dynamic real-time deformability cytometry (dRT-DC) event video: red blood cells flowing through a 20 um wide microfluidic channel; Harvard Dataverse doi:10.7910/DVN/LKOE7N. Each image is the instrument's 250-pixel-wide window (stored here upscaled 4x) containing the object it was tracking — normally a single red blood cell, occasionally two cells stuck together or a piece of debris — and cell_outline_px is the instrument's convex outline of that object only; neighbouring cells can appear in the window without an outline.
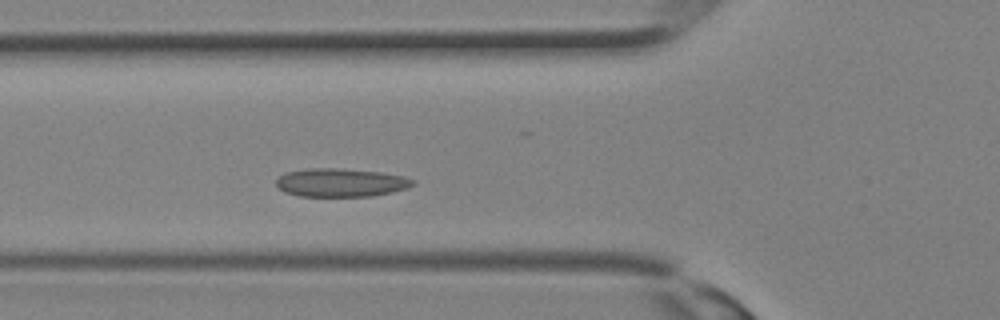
{"species": "Egyptian fruit bat (a non-hibernating species)", "species_latin": "Rousettus aegyptiacus", "temperature_condition": "room temperature", "stored_images_in_passage": 16, "camera_frame_rate_fps": 3000, "um_per_image_px": 0.085, "animal": {"sex": "female"}, "frame": {"image": 1, "passage_image": 6, "time_ms": 1.667, "image_size_px": [1000, 320], "cell_outline_px": [[416, 184], [408, 188], [392, 192], [372, 196], [300, 196], [284, 192], [276, 184], [276, 180], [284, 172], [308, 168], [340, 168], [380, 172], [404, 176], [416, 180]], "centroid_in_image_um": [28.99, 15.51], "position_along_channel_um": 96.8, "area_um2": 22.77}}
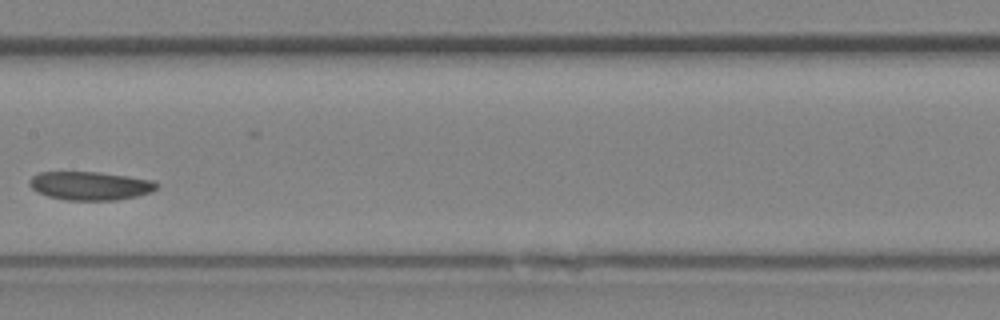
{"frame": {"image": 2, "passage_image": 11, "time_ms": 3.333, "image_size_px": [1000, 320], "cell_outline_px": [[160, 184], [152, 192], [136, 196], [116, 200], [64, 200], [48, 196], [36, 192], [28, 184], [28, 180], [32, 176], [40, 172], [100, 172], [128, 176], [152, 180]], "centroid_in_image_um": [7.65, 15.79], "position_along_channel_um": 199.8, "area_um2": 21.27}}
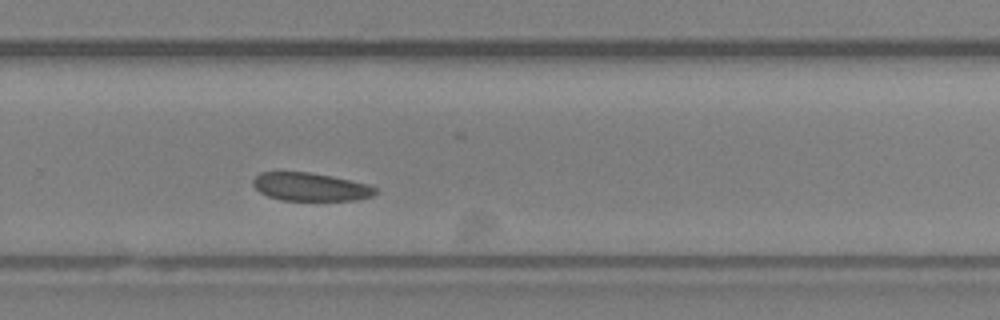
{"frame": {"image": 3, "passage_image": 16, "time_ms": 5.0, "image_size_px": [1000, 320], "cell_outline_px": [[376, 192], [372, 196], [356, 200], [280, 200], [268, 196], [260, 192], [252, 184], [252, 180], [260, 172], [308, 172], [332, 176], [368, 184], [376, 188]], "centroid_in_image_um": [26.37, 15.88], "position_along_channel_um": 303.4, "area_um2": 20.0}}